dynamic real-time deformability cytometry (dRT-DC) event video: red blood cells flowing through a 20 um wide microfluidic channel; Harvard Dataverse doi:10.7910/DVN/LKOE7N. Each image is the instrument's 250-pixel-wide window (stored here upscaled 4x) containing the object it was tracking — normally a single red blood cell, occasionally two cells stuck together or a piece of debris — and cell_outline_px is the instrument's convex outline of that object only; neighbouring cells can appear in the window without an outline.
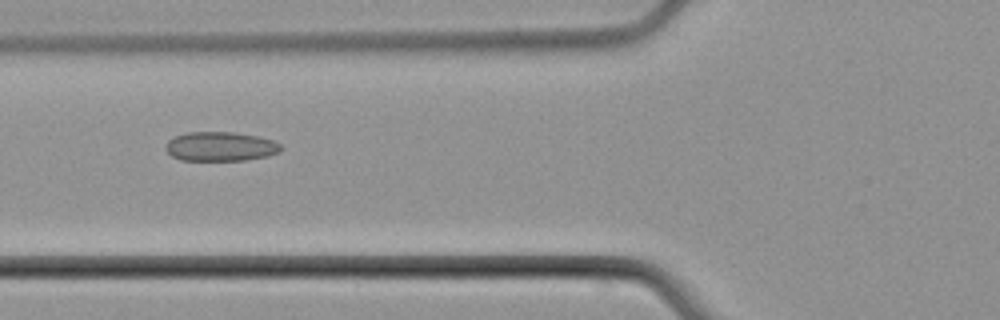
{"species": "common noctule bat (a hibernating species)", "species_latin": "Nyctalus noctula", "temperature_condition": "cold", "stored_images_in_passage": 3, "camera_frame_rate_fps": 3000, "um_per_image_px": 0.085, "animal": {"sex": "male", "body_mass_g": 21.5, "forearm_length_mm": 52.0}, "frame": {"image": 1, "passage_image": 2, "time_ms": 1.0, "image_size_px": [1000, 320], "cell_outline_px": [[284, 148], [280, 152], [268, 156], [244, 160], [180, 160], [172, 156], [164, 148], [168, 140], [176, 136], [188, 132], [232, 132], [256, 136], [272, 140], [280, 144]], "centroid_in_image_um": [18.75, 12.45], "position_along_channel_um": 107.1, "area_um2": 19.65}}
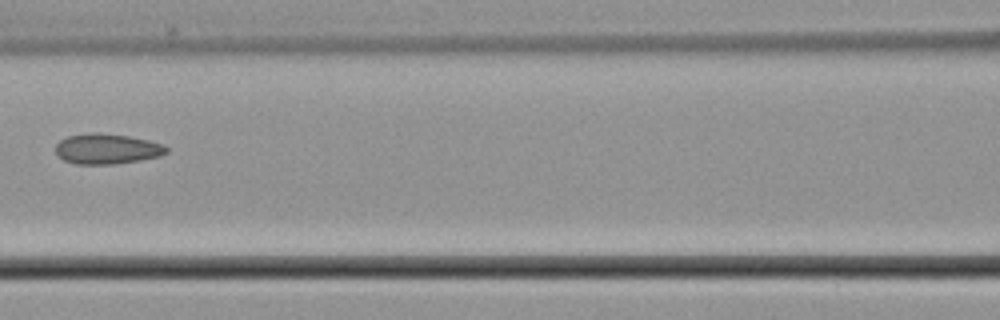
{"frame": {"image": 2, "passage_image": 3, "time_ms": 2.333, "image_size_px": [1000, 320], "cell_outline_px": [[168, 152], [160, 156], [140, 160], [112, 164], [76, 164], [64, 160], [56, 152], [56, 144], [60, 140], [68, 136], [92, 132], [96, 132], [128, 136], [148, 140], [164, 144], [168, 148]], "centroid_in_image_um": [9.11, 12.65], "position_along_channel_um": 157.5, "area_um2": 19.54}}